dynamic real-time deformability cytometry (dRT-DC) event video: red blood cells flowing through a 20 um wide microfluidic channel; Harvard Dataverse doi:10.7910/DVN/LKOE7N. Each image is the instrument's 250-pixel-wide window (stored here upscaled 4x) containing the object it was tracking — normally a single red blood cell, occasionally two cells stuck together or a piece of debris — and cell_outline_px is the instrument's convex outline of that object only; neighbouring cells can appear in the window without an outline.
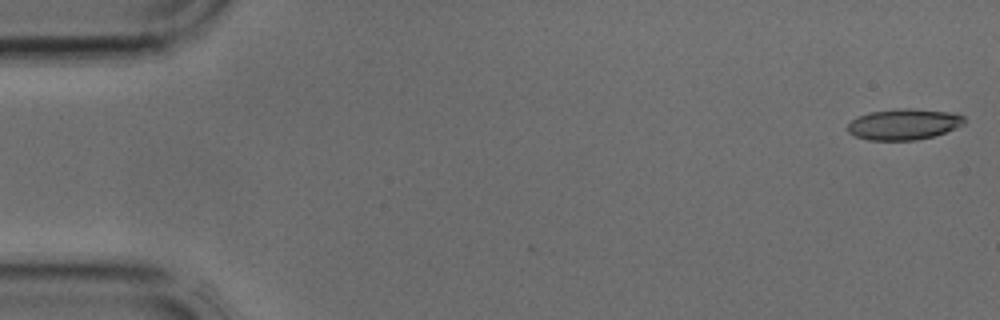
{"species": "common noctule bat (a hibernating species)", "species_latin": "Nyctalus noctula", "temperature_condition": "cold", "stored_images_in_passage": 3, "camera_frame_rate_fps": 3000, "um_per_image_px": 0.085, "animal": {"sex": "male", "body_mass_g": 17.9, "forearm_length_mm": 54.2}, "frame": {"image": 1, "passage_image": 1, "time_ms": 0.0, "image_size_px": [1000, 320], "cell_outline_px": [[964, 124], [944, 132], [932, 136], [916, 140], [868, 140], [856, 136], [848, 132], [848, 124], [852, 120], [868, 112], [896, 108], [912, 108], [956, 112], [964, 116]], "centroid_in_image_um": [76.84, 10.54], "position_along_channel_um": 8.2, "area_um2": 21.1}}